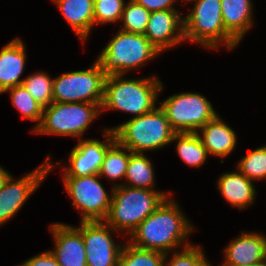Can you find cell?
<instances>
[{"instance_id":"obj_2","label":"cell","mask_w":266,"mask_h":266,"mask_svg":"<svg viewBox=\"0 0 266 266\" xmlns=\"http://www.w3.org/2000/svg\"><path fill=\"white\" fill-rule=\"evenodd\" d=\"M163 86L155 75L137 79L124 78V74L106 76L101 113L112 109L133 114L132 118L149 113L157 107Z\"/></svg>"},{"instance_id":"obj_7","label":"cell","mask_w":266,"mask_h":266,"mask_svg":"<svg viewBox=\"0 0 266 266\" xmlns=\"http://www.w3.org/2000/svg\"><path fill=\"white\" fill-rule=\"evenodd\" d=\"M101 105L80 102H52L43 108L41 124L33 132L82 139L86 130L101 114Z\"/></svg>"},{"instance_id":"obj_23","label":"cell","mask_w":266,"mask_h":266,"mask_svg":"<svg viewBox=\"0 0 266 266\" xmlns=\"http://www.w3.org/2000/svg\"><path fill=\"white\" fill-rule=\"evenodd\" d=\"M174 142L176 153L188 166L199 168L208 159L207 149L196 133H176L171 143Z\"/></svg>"},{"instance_id":"obj_20","label":"cell","mask_w":266,"mask_h":266,"mask_svg":"<svg viewBox=\"0 0 266 266\" xmlns=\"http://www.w3.org/2000/svg\"><path fill=\"white\" fill-rule=\"evenodd\" d=\"M66 22L84 43L94 22V0H53Z\"/></svg>"},{"instance_id":"obj_26","label":"cell","mask_w":266,"mask_h":266,"mask_svg":"<svg viewBox=\"0 0 266 266\" xmlns=\"http://www.w3.org/2000/svg\"><path fill=\"white\" fill-rule=\"evenodd\" d=\"M165 254L125 243L118 266H164Z\"/></svg>"},{"instance_id":"obj_36","label":"cell","mask_w":266,"mask_h":266,"mask_svg":"<svg viewBox=\"0 0 266 266\" xmlns=\"http://www.w3.org/2000/svg\"><path fill=\"white\" fill-rule=\"evenodd\" d=\"M177 1H179V0H177ZM182 1H184V2H191L193 0H182Z\"/></svg>"},{"instance_id":"obj_11","label":"cell","mask_w":266,"mask_h":266,"mask_svg":"<svg viewBox=\"0 0 266 266\" xmlns=\"http://www.w3.org/2000/svg\"><path fill=\"white\" fill-rule=\"evenodd\" d=\"M51 156L47 155L46 159L38 168L25 174L19 179L14 178L11 174L5 180L0 188V227L11 220L26 203L31 194L35 192L47 175L56 165L50 162Z\"/></svg>"},{"instance_id":"obj_8","label":"cell","mask_w":266,"mask_h":266,"mask_svg":"<svg viewBox=\"0 0 266 266\" xmlns=\"http://www.w3.org/2000/svg\"><path fill=\"white\" fill-rule=\"evenodd\" d=\"M105 79L97 60L88 69L59 74L53 80V102L102 104Z\"/></svg>"},{"instance_id":"obj_3","label":"cell","mask_w":266,"mask_h":266,"mask_svg":"<svg viewBox=\"0 0 266 266\" xmlns=\"http://www.w3.org/2000/svg\"><path fill=\"white\" fill-rule=\"evenodd\" d=\"M112 190L110 209L104 221L119 234L126 232L127 237L172 194L125 185L112 187Z\"/></svg>"},{"instance_id":"obj_37","label":"cell","mask_w":266,"mask_h":266,"mask_svg":"<svg viewBox=\"0 0 266 266\" xmlns=\"http://www.w3.org/2000/svg\"><path fill=\"white\" fill-rule=\"evenodd\" d=\"M256 266H266L264 263H261L259 265H256Z\"/></svg>"},{"instance_id":"obj_21","label":"cell","mask_w":266,"mask_h":266,"mask_svg":"<svg viewBox=\"0 0 266 266\" xmlns=\"http://www.w3.org/2000/svg\"><path fill=\"white\" fill-rule=\"evenodd\" d=\"M221 7L226 31L240 43L253 26L252 0H221Z\"/></svg>"},{"instance_id":"obj_12","label":"cell","mask_w":266,"mask_h":266,"mask_svg":"<svg viewBox=\"0 0 266 266\" xmlns=\"http://www.w3.org/2000/svg\"><path fill=\"white\" fill-rule=\"evenodd\" d=\"M85 243L87 266H118L124 244L113 240L117 232L105 221H80L77 227Z\"/></svg>"},{"instance_id":"obj_29","label":"cell","mask_w":266,"mask_h":266,"mask_svg":"<svg viewBox=\"0 0 266 266\" xmlns=\"http://www.w3.org/2000/svg\"><path fill=\"white\" fill-rule=\"evenodd\" d=\"M237 169L250 180H266V145L249 151L240 161Z\"/></svg>"},{"instance_id":"obj_13","label":"cell","mask_w":266,"mask_h":266,"mask_svg":"<svg viewBox=\"0 0 266 266\" xmlns=\"http://www.w3.org/2000/svg\"><path fill=\"white\" fill-rule=\"evenodd\" d=\"M105 140L79 139L62 165L63 176L84 177L99 174L107 149L116 141L112 130L102 129ZM67 165V166H66Z\"/></svg>"},{"instance_id":"obj_9","label":"cell","mask_w":266,"mask_h":266,"mask_svg":"<svg viewBox=\"0 0 266 266\" xmlns=\"http://www.w3.org/2000/svg\"><path fill=\"white\" fill-rule=\"evenodd\" d=\"M160 107L176 133H196L218 114L212 103L197 92L173 94Z\"/></svg>"},{"instance_id":"obj_22","label":"cell","mask_w":266,"mask_h":266,"mask_svg":"<svg viewBox=\"0 0 266 266\" xmlns=\"http://www.w3.org/2000/svg\"><path fill=\"white\" fill-rule=\"evenodd\" d=\"M154 165L151 160L144 153L130 154V159L127 165L125 174V183H114L113 188L121 185L129 186L132 188H140L146 190H155V174Z\"/></svg>"},{"instance_id":"obj_6","label":"cell","mask_w":266,"mask_h":266,"mask_svg":"<svg viewBox=\"0 0 266 266\" xmlns=\"http://www.w3.org/2000/svg\"><path fill=\"white\" fill-rule=\"evenodd\" d=\"M191 2L195 3L183 17L185 40L212 50H218L221 44L227 50H233L239 45L224 27L221 0H193Z\"/></svg>"},{"instance_id":"obj_32","label":"cell","mask_w":266,"mask_h":266,"mask_svg":"<svg viewBox=\"0 0 266 266\" xmlns=\"http://www.w3.org/2000/svg\"><path fill=\"white\" fill-rule=\"evenodd\" d=\"M18 266H61L50 250L30 257Z\"/></svg>"},{"instance_id":"obj_19","label":"cell","mask_w":266,"mask_h":266,"mask_svg":"<svg viewBox=\"0 0 266 266\" xmlns=\"http://www.w3.org/2000/svg\"><path fill=\"white\" fill-rule=\"evenodd\" d=\"M217 188L221 196L237 209H247L256 201L257 188L254 181L243 175L237 168L234 172L220 175L217 180Z\"/></svg>"},{"instance_id":"obj_34","label":"cell","mask_w":266,"mask_h":266,"mask_svg":"<svg viewBox=\"0 0 266 266\" xmlns=\"http://www.w3.org/2000/svg\"><path fill=\"white\" fill-rule=\"evenodd\" d=\"M11 173H9V171H7L6 169H4L1 165H0V188L3 186L5 180L8 178V176Z\"/></svg>"},{"instance_id":"obj_30","label":"cell","mask_w":266,"mask_h":266,"mask_svg":"<svg viewBox=\"0 0 266 266\" xmlns=\"http://www.w3.org/2000/svg\"><path fill=\"white\" fill-rule=\"evenodd\" d=\"M180 250L171 252L169 260L170 253L165 254L164 266H205L209 262L200 245L190 244Z\"/></svg>"},{"instance_id":"obj_14","label":"cell","mask_w":266,"mask_h":266,"mask_svg":"<svg viewBox=\"0 0 266 266\" xmlns=\"http://www.w3.org/2000/svg\"><path fill=\"white\" fill-rule=\"evenodd\" d=\"M178 9L151 12L144 35L163 53L184 42V21Z\"/></svg>"},{"instance_id":"obj_4","label":"cell","mask_w":266,"mask_h":266,"mask_svg":"<svg viewBox=\"0 0 266 266\" xmlns=\"http://www.w3.org/2000/svg\"><path fill=\"white\" fill-rule=\"evenodd\" d=\"M105 129L112 130L115 140L134 153L161 150L171 143L176 134L160 106L149 113L131 117L128 121Z\"/></svg>"},{"instance_id":"obj_15","label":"cell","mask_w":266,"mask_h":266,"mask_svg":"<svg viewBox=\"0 0 266 266\" xmlns=\"http://www.w3.org/2000/svg\"><path fill=\"white\" fill-rule=\"evenodd\" d=\"M50 231L55 244L50 251L61 266H87L85 243L77 226L56 222Z\"/></svg>"},{"instance_id":"obj_31","label":"cell","mask_w":266,"mask_h":266,"mask_svg":"<svg viewBox=\"0 0 266 266\" xmlns=\"http://www.w3.org/2000/svg\"><path fill=\"white\" fill-rule=\"evenodd\" d=\"M124 4V0H94L95 25L121 20Z\"/></svg>"},{"instance_id":"obj_18","label":"cell","mask_w":266,"mask_h":266,"mask_svg":"<svg viewBox=\"0 0 266 266\" xmlns=\"http://www.w3.org/2000/svg\"><path fill=\"white\" fill-rule=\"evenodd\" d=\"M196 134L207 149L209 155L227 157L237 145V135L217 114L207 122Z\"/></svg>"},{"instance_id":"obj_10","label":"cell","mask_w":266,"mask_h":266,"mask_svg":"<svg viewBox=\"0 0 266 266\" xmlns=\"http://www.w3.org/2000/svg\"><path fill=\"white\" fill-rule=\"evenodd\" d=\"M99 178V174L62 176L66 193L72 198V206L81 211V222L104 221L108 215L113 190L108 194Z\"/></svg>"},{"instance_id":"obj_28","label":"cell","mask_w":266,"mask_h":266,"mask_svg":"<svg viewBox=\"0 0 266 266\" xmlns=\"http://www.w3.org/2000/svg\"><path fill=\"white\" fill-rule=\"evenodd\" d=\"M53 80L46 72H35L24 78L23 85L43 107L53 102Z\"/></svg>"},{"instance_id":"obj_35","label":"cell","mask_w":266,"mask_h":266,"mask_svg":"<svg viewBox=\"0 0 266 266\" xmlns=\"http://www.w3.org/2000/svg\"><path fill=\"white\" fill-rule=\"evenodd\" d=\"M205 266H212V263L209 261Z\"/></svg>"},{"instance_id":"obj_27","label":"cell","mask_w":266,"mask_h":266,"mask_svg":"<svg viewBox=\"0 0 266 266\" xmlns=\"http://www.w3.org/2000/svg\"><path fill=\"white\" fill-rule=\"evenodd\" d=\"M150 15L151 12L142 5L134 0H129L124 4L120 20L122 21L120 30L130 33L144 34Z\"/></svg>"},{"instance_id":"obj_25","label":"cell","mask_w":266,"mask_h":266,"mask_svg":"<svg viewBox=\"0 0 266 266\" xmlns=\"http://www.w3.org/2000/svg\"><path fill=\"white\" fill-rule=\"evenodd\" d=\"M5 92L9 93L11 104L20 111L23 119L36 122L31 130L33 132L41 124L44 107L32 97L23 84L9 88Z\"/></svg>"},{"instance_id":"obj_16","label":"cell","mask_w":266,"mask_h":266,"mask_svg":"<svg viewBox=\"0 0 266 266\" xmlns=\"http://www.w3.org/2000/svg\"><path fill=\"white\" fill-rule=\"evenodd\" d=\"M224 263L218 266H256L264 263L266 236L257 232H241L224 249Z\"/></svg>"},{"instance_id":"obj_24","label":"cell","mask_w":266,"mask_h":266,"mask_svg":"<svg viewBox=\"0 0 266 266\" xmlns=\"http://www.w3.org/2000/svg\"><path fill=\"white\" fill-rule=\"evenodd\" d=\"M132 152L115 141L105 154L99 176L108 177L111 181L125 178L127 165Z\"/></svg>"},{"instance_id":"obj_17","label":"cell","mask_w":266,"mask_h":266,"mask_svg":"<svg viewBox=\"0 0 266 266\" xmlns=\"http://www.w3.org/2000/svg\"><path fill=\"white\" fill-rule=\"evenodd\" d=\"M26 51V45L19 37L0 50V94L23 83L21 76L25 69Z\"/></svg>"},{"instance_id":"obj_33","label":"cell","mask_w":266,"mask_h":266,"mask_svg":"<svg viewBox=\"0 0 266 266\" xmlns=\"http://www.w3.org/2000/svg\"><path fill=\"white\" fill-rule=\"evenodd\" d=\"M134 1L142 5L149 12L175 9L174 3L178 2L177 0H134Z\"/></svg>"},{"instance_id":"obj_5","label":"cell","mask_w":266,"mask_h":266,"mask_svg":"<svg viewBox=\"0 0 266 266\" xmlns=\"http://www.w3.org/2000/svg\"><path fill=\"white\" fill-rule=\"evenodd\" d=\"M160 54L144 34L118 30L96 60L106 76L125 75Z\"/></svg>"},{"instance_id":"obj_1","label":"cell","mask_w":266,"mask_h":266,"mask_svg":"<svg viewBox=\"0 0 266 266\" xmlns=\"http://www.w3.org/2000/svg\"><path fill=\"white\" fill-rule=\"evenodd\" d=\"M192 225L180 205L169 196L137 226L127 242L138 248L171 253L192 244L187 240L195 230Z\"/></svg>"}]
</instances>
